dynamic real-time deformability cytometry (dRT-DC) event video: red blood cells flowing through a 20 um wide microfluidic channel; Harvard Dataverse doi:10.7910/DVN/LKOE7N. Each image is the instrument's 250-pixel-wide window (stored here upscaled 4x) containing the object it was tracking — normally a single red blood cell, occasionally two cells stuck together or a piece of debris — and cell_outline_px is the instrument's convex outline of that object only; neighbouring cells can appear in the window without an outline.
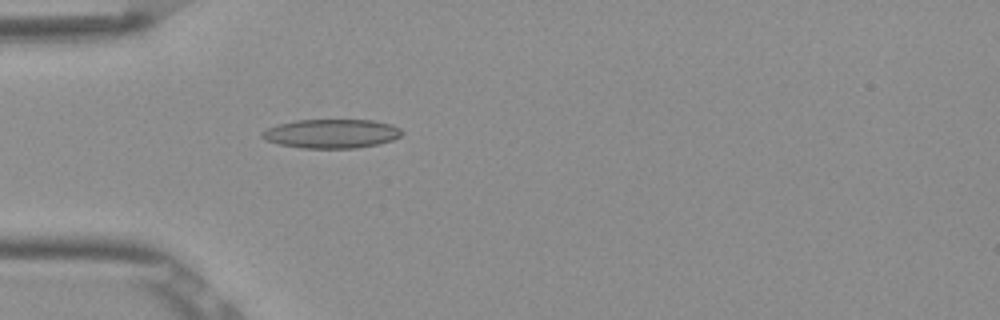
{"species": "Egyptian fruit bat (a non-hibernating species)", "species_latin": "Rousettus aegyptiacus", "temperature_condition": "room temperature", "stored_images_in_passage": 4, "camera_frame_rate_fps": 3000, "um_per_image_px": 0.085, "frame": {"image": 1, "passage_image": 4, "time_ms": 1.0, "image_size_px": [1000, 320], "cell_outline_px": [[404, 132], [400, 136], [392, 140], [376, 144], [356, 148], [304, 148], [280, 144], [268, 140], [260, 136], [260, 132], [268, 128], [280, 124], [296, 120], [372, 120], [392, 124], [400, 128]], "centroid_in_image_um": [28.2, 11.35], "position_along_channel_um": 56.8, "area_um2": 23.47}}